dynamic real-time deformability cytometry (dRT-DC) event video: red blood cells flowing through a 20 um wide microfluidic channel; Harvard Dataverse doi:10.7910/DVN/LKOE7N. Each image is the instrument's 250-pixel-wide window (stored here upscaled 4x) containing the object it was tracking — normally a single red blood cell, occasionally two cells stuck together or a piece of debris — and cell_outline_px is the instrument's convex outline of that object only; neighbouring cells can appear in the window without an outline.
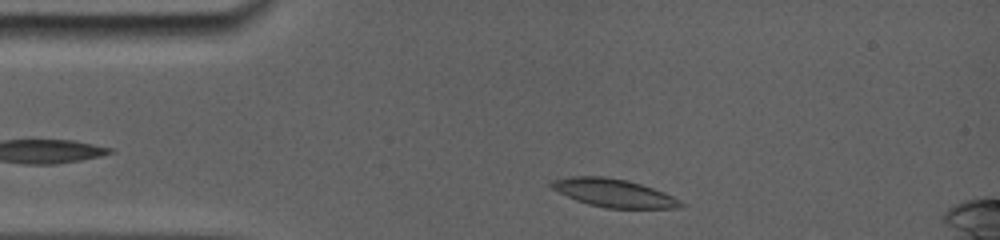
{"species": "common noctule bat (a hibernating species)", "species_latin": "Nyctalus noctula", "temperature_condition": "room temperature", "stored_images_in_passage": 84, "camera_frame_rate_fps": 5000, "um_per_image_px": 0.085, "animal": {"sex": "female", "body_mass_g": 19.0, "forearm_length_mm": 56.7}, "frame": {"image": 1, "passage_image": 6, "time_ms": 0.6, "image_size_px": [1000, 240], "cell_outline_px": [[688, 204], [680, 208], [604, 208], [588, 204], [576, 200], [552, 188], [548, 184], [552, 180], [572, 176], [604, 176], [628, 180], [664, 192]], "centroid_in_image_um": [52.19, 16.4], "position_along_channel_um": 32.8, "area_um2": 21.21}}
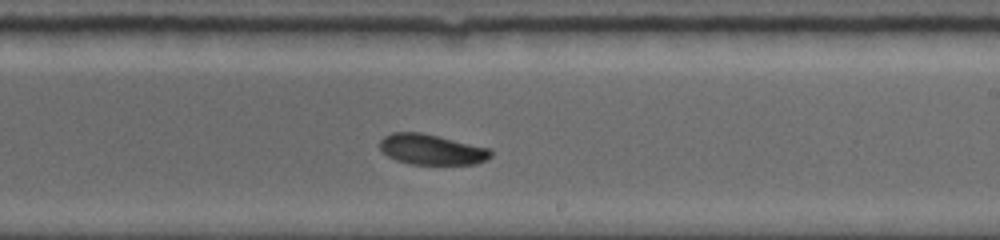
{"frame": {"image": 2, "passage_image": 45, "time_ms": 7.2, "image_size_px": [1000, 240], "cell_outline_px": [[492, 156], [476, 164], [412, 164], [396, 160], [388, 156], [380, 148], [380, 140], [384, 136], [392, 132], [420, 132], [492, 148]], "centroid_in_image_um": [36.71, 12.7], "position_along_channel_um": 252.3, "area_um2": 19.71}}
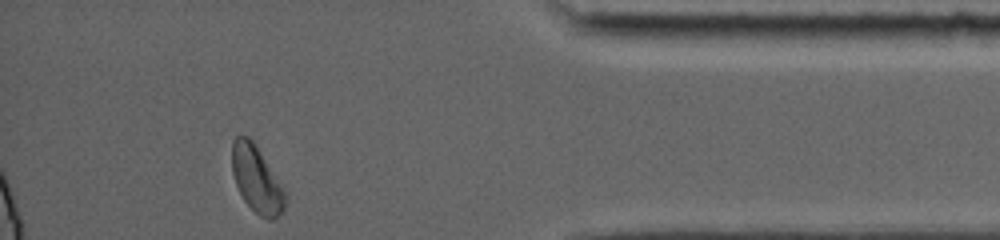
{"frame": {"image": 3, "passage_image": 81, "time_ms": 12.0, "image_size_px": [1000, 240], "cell_outline_px": [[288, 200], [284, 208], [272, 220], [268, 220], [260, 216], [244, 200], [236, 184], [232, 172], [232, 140], [236, 136], [248, 136], [256, 144], [288, 192]], "centroid_in_image_um": [21.86, 15.22], "position_along_channel_um": 413.3, "area_um2": 20.98}, "authors_computed_cell_mechanics": {"area_um2": 20.3456, "velocity_mm_per_s": 3.8505, "shape_relaxation_time_tau1_ms": 7.7375, "shape_relaxation_time_tau2_ms": null, "deformation_change_tau1": 0.1406, "deformation_change_tau2": null}}